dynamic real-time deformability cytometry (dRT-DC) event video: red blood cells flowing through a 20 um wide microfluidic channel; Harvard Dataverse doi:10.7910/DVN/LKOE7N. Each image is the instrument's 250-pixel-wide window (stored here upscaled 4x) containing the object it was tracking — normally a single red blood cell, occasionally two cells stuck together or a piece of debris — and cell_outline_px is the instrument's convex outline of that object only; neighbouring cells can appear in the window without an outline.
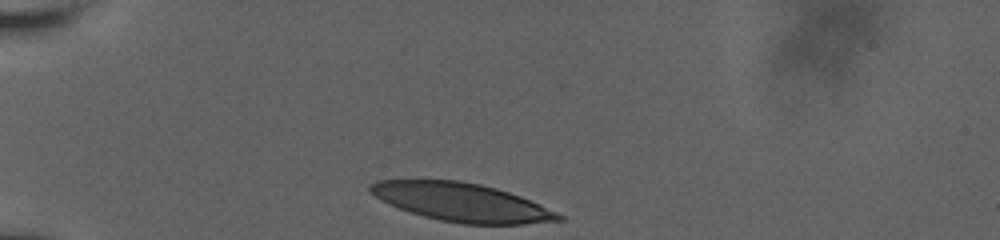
{"species": "human", "species_latin": "Homo sapiens", "temperature_condition": "room temperature", "stored_images_in_passage": 32, "camera_frame_rate_fps": 3000, "um_per_image_px": 0.085, "donor": {"sex": "male"}, "frame": {"image": 1, "passage_image": 1, "time_ms": 0.0, "image_size_px": [1000, 240], "cell_outline_px": [[564, 220], [524, 224], [464, 224], [440, 220], [424, 216], [388, 204], [380, 200], [368, 188], [368, 184], [376, 180], [456, 180], [480, 184], [496, 188], [520, 196], [540, 204], [564, 216]], "centroid_in_image_um": [39.24, 17.19], "position_along_channel_um": 45.8, "area_um2": 41.85}}
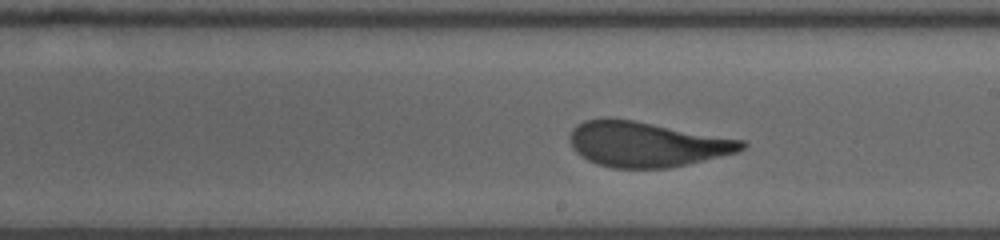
{"frame": {"image": 2, "passage_image": 19, "time_ms": 6.0, "image_size_px": [1000, 240], "cell_outline_px": [[748, 144], [744, 148], [736, 152], [704, 160], [668, 168], [612, 168], [596, 164], [580, 156], [572, 148], [568, 140], [568, 136], [572, 128], [576, 124], [584, 120], [632, 120], [744, 140]], "centroid_in_image_um": [54.92, 12.28], "position_along_channel_um": 234.1, "area_um2": 44.8}}
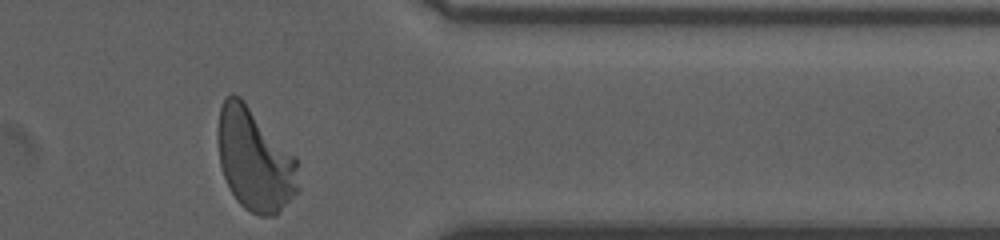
{"frame": {"image": 3, "passage_image": 32, "time_ms": 10.333, "image_size_px": [1000, 240], "cell_outline_px": [[300, 188], [276, 216], [260, 216], [244, 208], [236, 200], [224, 176], [220, 164], [216, 132], [220, 108], [224, 96], [232, 92], [240, 96], [244, 100], [296, 156]], "centroid_in_image_um": [21.64, 13.55], "position_along_channel_um": 389.8, "area_um2": 48.61}, "authors_computed_cell_mechanics": {"area_um2": 46.0377, "velocity_mm_per_s": 3.8069, "shape_relaxation_time_tau1_ms": 4.8423, "shape_relaxation_time_tau2_ms": 0.9684, "deformation_change_tau1": 0.2118, "deformation_change_tau2": 0.0923}}